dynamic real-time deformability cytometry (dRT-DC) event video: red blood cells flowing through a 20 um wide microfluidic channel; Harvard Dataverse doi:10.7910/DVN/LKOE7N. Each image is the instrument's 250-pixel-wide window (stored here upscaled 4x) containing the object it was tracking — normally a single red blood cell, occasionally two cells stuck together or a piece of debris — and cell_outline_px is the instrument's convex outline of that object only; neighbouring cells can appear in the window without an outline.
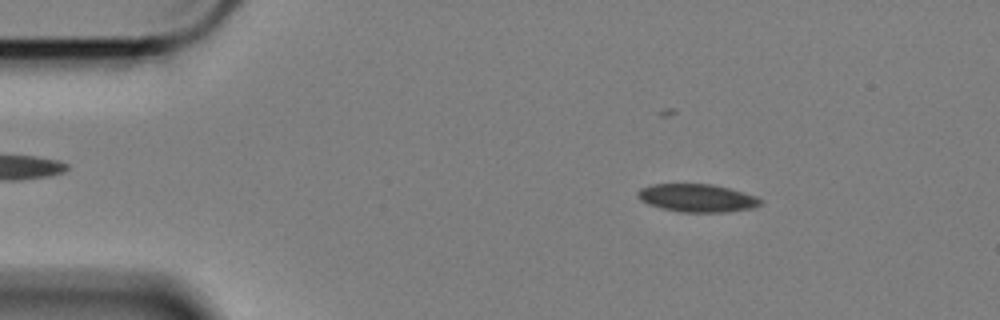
{"species": "Egyptian fruit bat (a non-hibernating species)", "species_latin": "Rousettus aegyptiacus", "temperature_condition": "cold", "stored_images_in_passage": 59, "camera_frame_rate_fps": 3000, "um_per_image_px": 0.085, "animal": {"sex": "female"}, "frame": {"image": 1, "passage_image": 8, "time_ms": 2.333, "image_size_px": [1000, 320], "cell_outline_px": [[764, 200], [760, 204], [752, 208], [728, 212], [680, 212], [660, 208], [648, 204], [640, 200], [636, 196], [636, 192], [640, 188], [652, 184], [712, 184], [744, 192], [756, 196]], "centroid_in_image_um": [59.23, 16.83], "position_along_channel_um": 25.8, "area_um2": 20.17}}
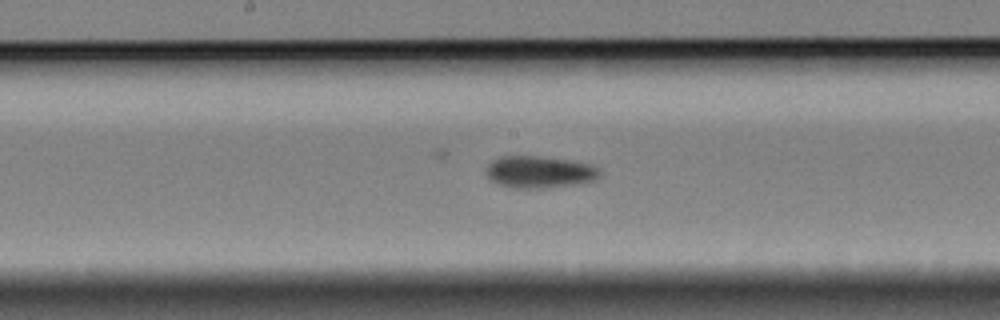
{"frame": {"image": 2, "passage_image": 29, "time_ms": 9.333, "image_size_px": [1000, 320], "cell_outline_px": [[600, 176], [596, 180], [584, 184], [540, 188], [520, 188], [500, 184], [492, 180], [488, 176], [488, 164], [492, 160], [500, 156], [540, 156], [568, 160], [592, 164], [600, 168]], "centroid_in_image_um": [45.95, 14.61], "position_along_channel_um": 202.3, "area_um2": 21.21}}
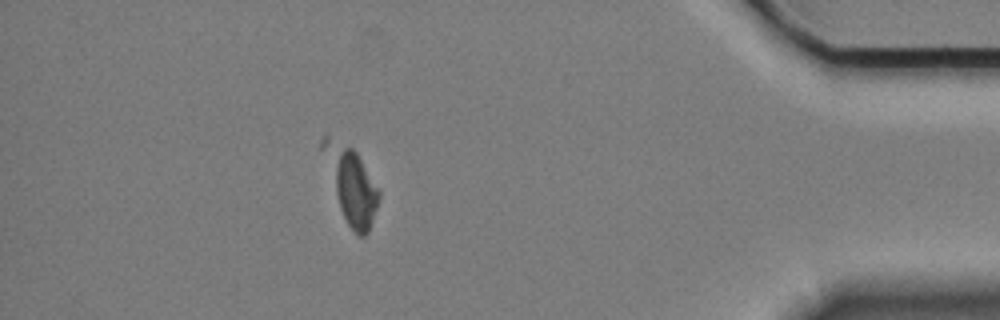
{"frame": {"image": 3, "passage_image": 51, "time_ms": 16.667, "image_size_px": [1000, 320], "cell_outline_px": [[380, 196], [368, 232], [364, 236], [360, 236], [348, 224], [340, 208], [320, 148], [320, 140], [324, 132], [328, 132], [352, 148], [356, 152], [380, 192]], "centroid_in_image_um": [29.78, 15.58], "position_along_channel_um": 405.4, "area_um2": 24.1}}